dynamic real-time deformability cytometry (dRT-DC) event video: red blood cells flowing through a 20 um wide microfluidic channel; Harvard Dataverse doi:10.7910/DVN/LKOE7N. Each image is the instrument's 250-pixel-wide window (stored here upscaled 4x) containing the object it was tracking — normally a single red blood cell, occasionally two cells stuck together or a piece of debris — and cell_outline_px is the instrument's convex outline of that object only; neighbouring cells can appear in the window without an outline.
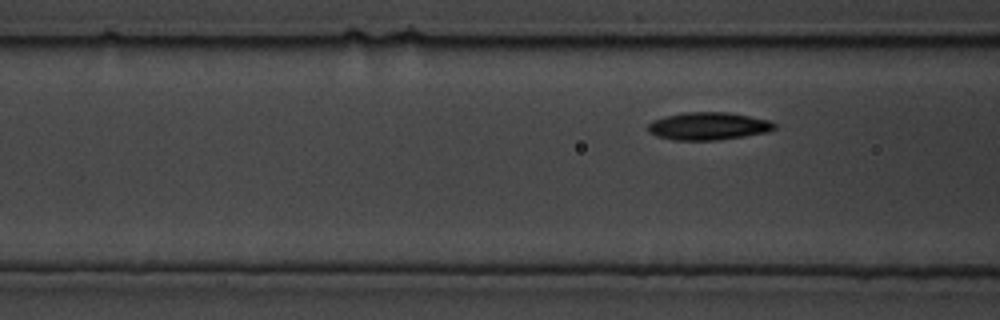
{"species": "common noctule bat (a hibernating species)", "species_latin": "Nyctalus noctula", "temperature_condition": "cold", "stored_images_in_passage": 8, "camera_frame_rate_fps": 3000, "um_per_image_px": 0.085, "animal": {"sex": "male", "body_mass_g": 19.5, "forearm_length_mm": 54.6}, "frame": {"image": 1, "passage_image": 8, "time_ms": 2.333, "image_size_px": [1000, 320], "cell_outline_px": [[776, 128], [768, 132], [716, 140], [676, 140], [656, 136], [648, 132], [648, 124], [652, 120], [664, 116], [684, 112], [728, 112], [772, 120], [776, 124]], "centroid_in_image_um": [60.21, 10.71], "position_along_channel_um": 106.4, "area_um2": 20.52}}